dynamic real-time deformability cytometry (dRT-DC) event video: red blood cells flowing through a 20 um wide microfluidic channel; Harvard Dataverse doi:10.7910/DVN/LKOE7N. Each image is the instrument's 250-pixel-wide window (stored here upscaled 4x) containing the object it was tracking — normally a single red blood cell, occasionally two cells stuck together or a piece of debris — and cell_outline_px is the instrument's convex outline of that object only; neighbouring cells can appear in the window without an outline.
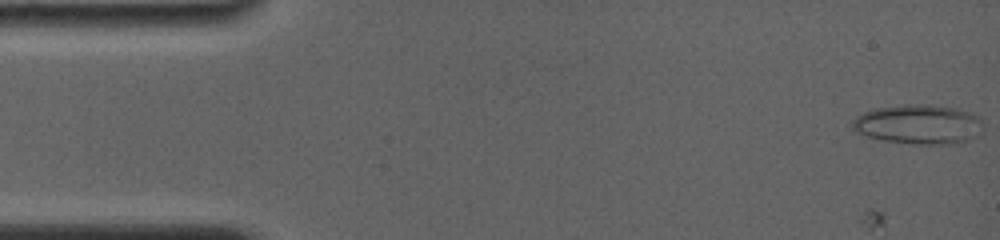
{"species": "common noctule bat (a hibernating species)", "species_latin": "Nyctalus noctula", "temperature_condition": "room temperature", "stored_images_in_passage": 58, "camera_frame_rate_fps": 4000, "um_per_image_px": 0.085, "animal": {"sex": "female", "body_mass_g": 19.0, "forearm_length_mm": 56.7}, "frame": {"image": 1, "passage_image": 1, "time_ms": 0.0, "image_size_px": [1000, 240], "cell_outline_px": [[980, 120], [976, 136], [964, 140], [948, 144], [916, 144], [880, 140], [856, 132], [848, 124], [856, 116], [864, 112], [876, 108], [904, 104], [928, 104], [952, 108], [968, 112], [976, 116]], "centroid_in_image_um": [77.94, 10.56], "position_along_channel_um": 7.1, "area_um2": 29.65}}